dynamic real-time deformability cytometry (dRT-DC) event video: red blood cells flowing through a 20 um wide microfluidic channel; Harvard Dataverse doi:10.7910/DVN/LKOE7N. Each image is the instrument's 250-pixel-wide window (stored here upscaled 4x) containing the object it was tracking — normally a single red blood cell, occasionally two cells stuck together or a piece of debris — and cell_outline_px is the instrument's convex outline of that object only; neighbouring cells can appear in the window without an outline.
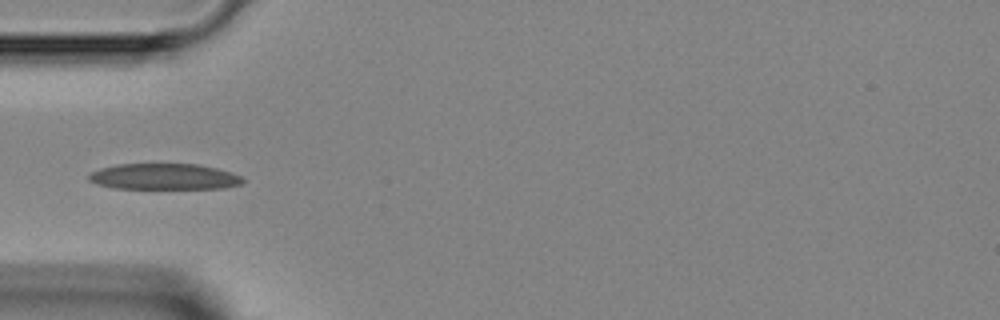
{"species": "Egyptian fruit bat (a non-hibernating species)", "species_latin": "Rousettus aegyptiacus", "temperature_condition": "room temperature", "stored_images_in_passage": 33, "camera_frame_rate_fps": 3000, "um_per_image_px": 0.085, "animal": {"sex": "female"}, "frame": {"image": 1, "passage_image": 1, "time_ms": 0.0, "image_size_px": [1000, 320], "cell_outline_px": [[244, 180], [240, 184], [224, 188], [116, 188], [96, 184], [88, 180], [88, 176], [92, 172], [100, 168], [120, 164], [200, 164], [232, 172], [240, 176]], "centroid_in_image_um": [13.95, 15.01], "position_along_channel_um": 71.1, "area_um2": 23.18}}
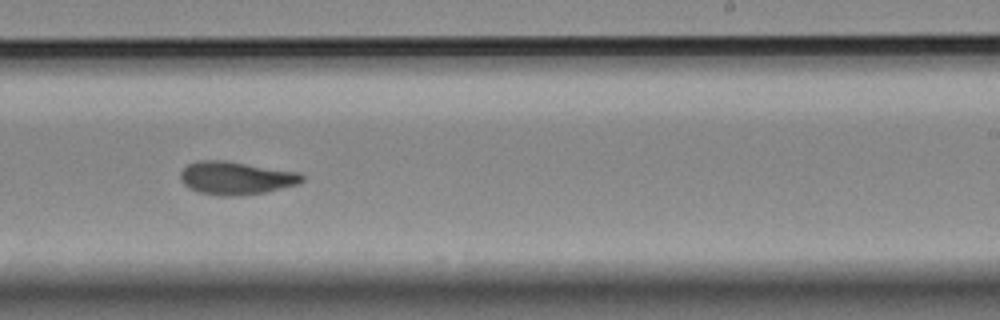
{"frame": {"image": 2, "passage_image": 15, "time_ms": 4.667, "image_size_px": [1000, 320], "cell_outline_px": [[304, 180], [296, 184], [268, 192], [240, 196], [220, 196], [200, 192], [188, 188], [180, 180], [180, 172], [188, 164], [196, 160], [228, 160], [300, 172], [304, 176]], "centroid_in_image_um": [20.06, 15.12], "position_along_channel_um": 268.9, "area_um2": 23.81}}
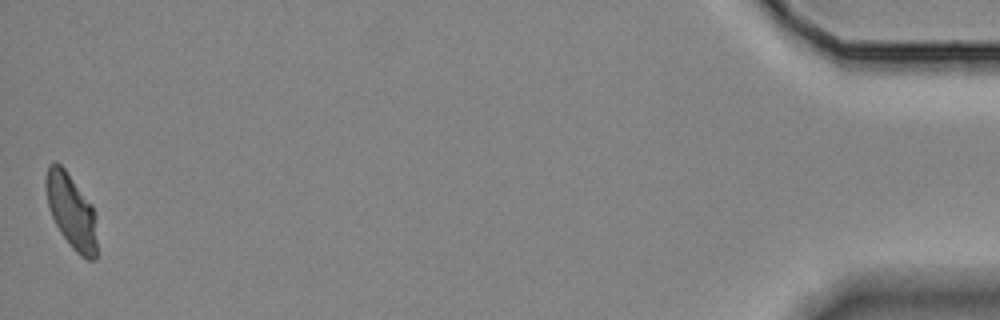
{"frame": {"image": 3, "passage_image": 33, "time_ms": 10.667, "image_size_px": [1000, 320], "cell_outline_px": [[96, 260], [88, 260], [80, 256], [72, 248], [60, 232], [52, 216], [48, 204], [44, 188], [44, 180], [48, 164], [56, 160], [64, 168], [92, 204], [96, 216]], "centroid_in_image_um": [6.05, 17.93], "position_along_channel_um": 429.1, "area_um2": 22.48}}